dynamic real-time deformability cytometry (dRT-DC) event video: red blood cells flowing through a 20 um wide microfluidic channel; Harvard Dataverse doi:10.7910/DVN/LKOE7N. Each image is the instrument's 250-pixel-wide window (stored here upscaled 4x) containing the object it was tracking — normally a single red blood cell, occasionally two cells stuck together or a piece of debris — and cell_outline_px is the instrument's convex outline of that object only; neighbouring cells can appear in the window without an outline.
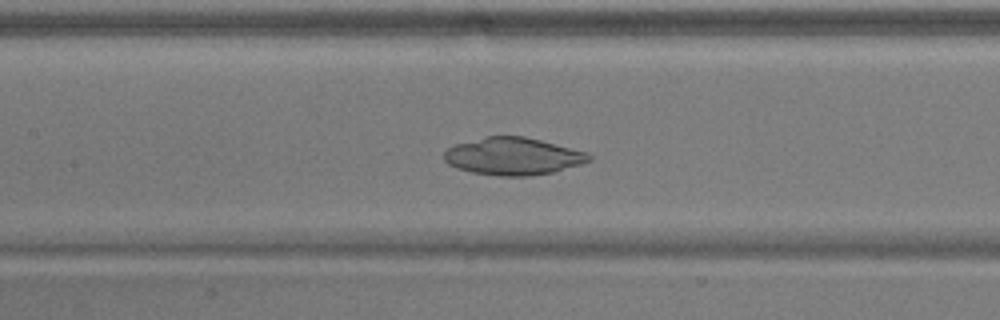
{"species": "common noctule bat (a hibernating species)", "species_latin": "Nyctalus noctula", "temperature_condition": "warm", "stored_images_in_passage": 50, "camera_frame_rate_fps": 3000, "um_per_image_px": 0.085, "animal": {"sex": "male", "body_mass_g": 17.9}, "frame": {"image": 1, "passage_image": 22, "time_ms": 7.0, "image_size_px": [1000, 320], "cell_outline_px": [[592, 160], [580, 164], [552, 172], [528, 176], [496, 176], [472, 172], [456, 168], [448, 164], [444, 160], [444, 152], [448, 148], [456, 144], [484, 136], [524, 136], [588, 152], [592, 156]], "centroid_in_image_um": [43.59, 13.28], "position_along_channel_um": 163.8, "area_um2": 31.56}}